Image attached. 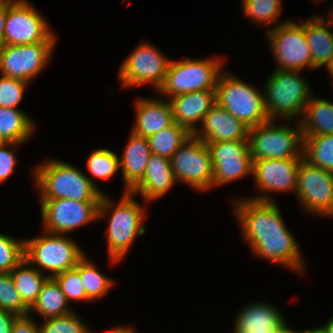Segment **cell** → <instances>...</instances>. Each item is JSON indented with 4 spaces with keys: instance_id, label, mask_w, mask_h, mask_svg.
<instances>
[{
    "instance_id": "6da1fadb",
    "label": "cell",
    "mask_w": 333,
    "mask_h": 333,
    "mask_svg": "<svg viewBox=\"0 0 333 333\" xmlns=\"http://www.w3.org/2000/svg\"><path fill=\"white\" fill-rule=\"evenodd\" d=\"M232 204V212L240 223L241 236L248 243L251 255L304 273L305 259L276 202L240 198Z\"/></svg>"
},
{
    "instance_id": "7a4b0ae2",
    "label": "cell",
    "mask_w": 333,
    "mask_h": 333,
    "mask_svg": "<svg viewBox=\"0 0 333 333\" xmlns=\"http://www.w3.org/2000/svg\"><path fill=\"white\" fill-rule=\"evenodd\" d=\"M134 197L136 195L129 191L115 203L107 194L103 193L101 196L98 219L107 217L110 212L105 239L108 262L111 264H118L124 259L137 236L140 237L147 231L144 220L148 218V214H145L144 204H139Z\"/></svg>"
},
{
    "instance_id": "3957f363",
    "label": "cell",
    "mask_w": 333,
    "mask_h": 333,
    "mask_svg": "<svg viewBox=\"0 0 333 333\" xmlns=\"http://www.w3.org/2000/svg\"><path fill=\"white\" fill-rule=\"evenodd\" d=\"M39 199L67 198L100 201L103 191L93 178L66 161L56 158L39 163L31 171Z\"/></svg>"
},
{
    "instance_id": "277c9868",
    "label": "cell",
    "mask_w": 333,
    "mask_h": 333,
    "mask_svg": "<svg viewBox=\"0 0 333 333\" xmlns=\"http://www.w3.org/2000/svg\"><path fill=\"white\" fill-rule=\"evenodd\" d=\"M300 72L274 68V71L267 77L264 83V99L270 120H276V118L280 120L281 118V120L284 119L283 121L291 123L301 121L305 106L312 97L313 91Z\"/></svg>"
},
{
    "instance_id": "5b68a950",
    "label": "cell",
    "mask_w": 333,
    "mask_h": 333,
    "mask_svg": "<svg viewBox=\"0 0 333 333\" xmlns=\"http://www.w3.org/2000/svg\"><path fill=\"white\" fill-rule=\"evenodd\" d=\"M215 91L216 103L248 128L270 120L265 108L264 90L246 83L237 75L223 69Z\"/></svg>"
},
{
    "instance_id": "8992f818",
    "label": "cell",
    "mask_w": 333,
    "mask_h": 333,
    "mask_svg": "<svg viewBox=\"0 0 333 333\" xmlns=\"http://www.w3.org/2000/svg\"><path fill=\"white\" fill-rule=\"evenodd\" d=\"M81 249L71 237L44 230L40 236L24 239L25 259L43 274L47 271L51 278L75 268L86 255Z\"/></svg>"
},
{
    "instance_id": "52a82bcc",
    "label": "cell",
    "mask_w": 333,
    "mask_h": 333,
    "mask_svg": "<svg viewBox=\"0 0 333 333\" xmlns=\"http://www.w3.org/2000/svg\"><path fill=\"white\" fill-rule=\"evenodd\" d=\"M285 122V123H284ZM277 124L268 120L249 128L248 142L252 161L261 159H302L303 133L300 122ZM277 124V125H276Z\"/></svg>"
},
{
    "instance_id": "ba28073f",
    "label": "cell",
    "mask_w": 333,
    "mask_h": 333,
    "mask_svg": "<svg viewBox=\"0 0 333 333\" xmlns=\"http://www.w3.org/2000/svg\"><path fill=\"white\" fill-rule=\"evenodd\" d=\"M225 64L224 58L191 59L174 61L171 59L159 95L168 100L180 94L201 90H215L220 73Z\"/></svg>"
},
{
    "instance_id": "9c48e42d",
    "label": "cell",
    "mask_w": 333,
    "mask_h": 333,
    "mask_svg": "<svg viewBox=\"0 0 333 333\" xmlns=\"http://www.w3.org/2000/svg\"><path fill=\"white\" fill-rule=\"evenodd\" d=\"M265 32L276 69L312 70V56L305 37V20H285Z\"/></svg>"
},
{
    "instance_id": "30bf717a",
    "label": "cell",
    "mask_w": 333,
    "mask_h": 333,
    "mask_svg": "<svg viewBox=\"0 0 333 333\" xmlns=\"http://www.w3.org/2000/svg\"><path fill=\"white\" fill-rule=\"evenodd\" d=\"M45 17L28 0H8L4 45L57 42Z\"/></svg>"
},
{
    "instance_id": "8fae6325",
    "label": "cell",
    "mask_w": 333,
    "mask_h": 333,
    "mask_svg": "<svg viewBox=\"0 0 333 333\" xmlns=\"http://www.w3.org/2000/svg\"><path fill=\"white\" fill-rule=\"evenodd\" d=\"M170 59L148 41L140 42L120 65L118 78L124 89L144 84L154 91L162 86Z\"/></svg>"
},
{
    "instance_id": "7c38bea8",
    "label": "cell",
    "mask_w": 333,
    "mask_h": 333,
    "mask_svg": "<svg viewBox=\"0 0 333 333\" xmlns=\"http://www.w3.org/2000/svg\"><path fill=\"white\" fill-rule=\"evenodd\" d=\"M177 182L204 192L213 189V167L207 144L193 134L170 158Z\"/></svg>"
},
{
    "instance_id": "4fadbf2b",
    "label": "cell",
    "mask_w": 333,
    "mask_h": 333,
    "mask_svg": "<svg viewBox=\"0 0 333 333\" xmlns=\"http://www.w3.org/2000/svg\"><path fill=\"white\" fill-rule=\"evenodd\" d=\"M42 229L52 234H69L91 222L99 221L100 201L40 199Z\"/></svg>"
},
{
    "instance_id": "5bb4252c",
    "label": "cell",
    "mask_w": 333,
    "mask_h": 333,
    "mask_svg": "<svg viewBox=\"0 0 333 333\" xmlns=\"http://www.w3.org/2000/svg\"><path fill=\"white\" fill-rule=\"evenodd\" d=\"M296 199L303 211L318 217H333V173L311 165L303 157L297 176Z\"/></svg>"
},
{
    "instance_id": "9a60e30c",
    "label": "cell",
    "mask_w": 333,
    "mask_h": 333,
    "mask_svg": "<svg viewBox=\"0 0 333 333\" xmlns=\"http://www.w3.org/2000/svg\"><path fill=\"white\" fill-rule=\"evenodd\" d=\"M56 42L0 47V75L20 79L31 84L47 66Z\"/></svg>"
},
{
    "instance_id": "2e32d148",
    "label": "cell",
    "mask_w": 333,
    "mask_h": 333,
    "mask_svg": "<svg viewBox=\"0 0 333 333\" xmlns=\"http://www.w3.org/2000/svg\"><path fill=\"white\" fill-rule=\"evenodd\" d=\"M211 153L213 188L252 176L253 161L248 140L205 142Z\"/></svg>"
},
{
    "instance_id": "e0dca14e",
    "label": "cell",
    "mask_w": 333,
    "mask_h": 333,
    "mask_svg": "<svg viewBox=\"0 0 333 333\" xmlns=\"http://www.w3.org/2000/svg\"><path fill=\"white\" fill-rule=\"evenodd\" d=\"M300 161L301 159H261L253 161V181H255V187L258 191L260 190V194L248 197V199L275 202V199L271 198L270 195L272 192L284 193L291 191L296 193Z\"/></svg>"
},
{
    "instance_id": "ac0fdd59",
    "label": "cell",
    "mask_w": 333,
    "mask_h": 333,
    "mask_svg": "<svg viewBox=\"0 0 333 333\" xmlns=\"http://www.w3.org/2000/svg\"><path fill=\"white\" fill-rule=\"evenodd\" d=\"M193 135L204 142L248 140L249 128L215 103Z\"/></svg>"
},
{
    "instance_id": "d6986e66",
    "label": "cell",
    "mask_w": 333,
    "mask_h": 333,
    "mask_svg": "<svg viewBox=\"0 0 333 333\" xmlns=\"http://www.w3.org/2000/svg\"><path fill=\"white\" fill-rule=\"evenodd\" d=\"M169 102L174 123L187 128L193 134L198 126L200 127L198 124H201L205 115L216 103V91L201 90L184 93L172 97Z\"/></svg>"
},
{
    "instance_id": "ffe728a7",
    "label": "cell",
    "mask_w": 333,
    "mask_h": 333,
    "mask_svg": "<svg viewBox=\"0 0 333 333\" xmlns=\"http://www.w3.org/2000/svg\"><path fill=\"white\" fill-rule=\"evenodd\" d=\"M176 183L170 159L152 153L143 178L130 192L141 195L146 204L166 195Z\"/></svg>"
},
{
    "instance_id": "44dd1931",
    "label": "cell",
    "mask_w": 333,
    "mask_h": 333,
    "mask_svg": "<svg viewBox=\"0 0 333 333\" xmlns=\"http://www.w3.org/2000/svg\"><path fill=\"white\" fill-rule=\"evenodd\" d=\"M134 105L136 118L131 132L135 135L147 138L174 123L169 101L139 97Z\"/></svg>"
},
{
    "instance_id": "7402d4cb",
    "label": "cell",
    "mask_w": 333,
    "mask_h": 333,
    "mask_svg": "<svg viewBox=\"0 0 333 333\" xmlns=\"http://www.w3.org/2000/svg\"><path fill=\"white\" fill-rule=\"evenodd\" d=\"M239 311L233 333H273L285 321V316L275 305L260 300L249 302Z\"/></svg>"
},
{
    "instance_id": "603a6c76",
    "label": "cell",
    "mask_w": 333,
    "mask_h": 333,
    "mask_svg": "<svg viewBox=\"0 0 333 333\" xmlns=\"http://www.w3.org/2000/svg\"><path fill=\"white\" fill-rule=\"evenodd\" d=\"M125 146L119 157L125 184L124 193L129 192L143 178L152 154L147 138L135 135L131 131Z\"/></svg>"
},
{
    "instance_id": "cb8c5ba5",
    "label": "cell",
    "mask_w": 333,
    "mask_h": 333,
    "mask_svg": "<svg viewBox=\"0 0 333 333\" xmlns=\"http://www.w3.org/2000/svg\"><path fill=\"white\" fill-rule=\"evenodd\" d=\"M329 24V25H328ZM321 15L305 19V37L312 56V70L327 66L333 59V30Z\"/></svg>"
},
{
    "instance_id": "d4e9b609",
    "label": "cell",
    "mask_w": 333,
    "mask_h": 333,
    "mask_svg": "<svg viewBox=\"0 0 333 333\" xmlns=\"http://www.w3.org/2000/svg\"><path fill=\"white\" fill-rule=\"evenodd\" d=\"M300 124L303 137L333 135V102L312 95L305 106Z\"/></svg>"
},
{
    "instance_id": "484cf974",
    "label": "cell",
    "mask_w": 333,
    "mask_h": 333,
    "mask_svg": "<svg viewBox=\"0 0 333 333\" xmlns=\"http://www.w3.org/2000/svg\"><path fill=\"white\" fill-rule=\"evenodd\" d=\"M35 123L22 109L0 107V139L24 144L32 136Z\"/></svg>"
},
{
    "instance_id": "4316f807",
    "label": "cell",
    "mask_w": 333,
    "mask_h": 333,
    "mask_svg": "<svg viewBox=\"0 0 333 333\" xmlns=\"http://www.w3.org/2000/svg\"><path fill=\"white\" fill-rule=\"evenodd\" d=\"M68 304L56 280L49 277L43 284L36 302L30 308L29 315L39 314L44 320L63 316L74 310Z\"/></svg>"
},
{
    "instance_id": "83f0119b",
    "label": "cell",
    "mask_w": 333,
    "mask_h": 333,
    "mask_svg": "<svg viewBox=\"0 0 333 333\" xmlns=\"http://www.w3.org/2000/svg\"><path fill=\"white\" fill-rule=\"evenodd\" d=\"M10 274L13 278L15 289L21 295L23 302L31 308L36 302L43 284L49 278L47 273L43 274L26 259H23Z\"/></svg>"
},
{
    "instance_id": "f1b7e54d",
    "label": "cell",
    "mask_w": 333,
    "mask_h": 333,
    "mask_svg": "<svg viewBox=\"0 0 333 333\" xmlns=\"http://www.w3.org/2000/svg\"><path fill=\"white\" fill-rule=\"evenodd\" d=\"M94 264L85 255L75 267L80 274L86 296L93 302L106 296L115 285V281L102 274Z\"/></svg>"
},
{
    "instance_id": "f546056e",
    "label": "cell",
    "mask_w": 333,
    "mask_h": 333,
    "mask_svg": "<svg viewBox=\"0 0 333 333\" xmlns=\"http://www.w3.org/2000/svg\"><path fill=\"white\" fill-rule=\"evenodd\" d=\"M192 135L185 127L173 123L171 126L147 137L153 154L170 159L177 149Z\"/></svg>"
},
{
    "instance_id": "4dcf8cb0",
    "label": "cell",
    "mask_w": 333,
    "mask_h": 333,
    "mask_svg": "<svg viewBox=\"0 0 333 333\" xmlns=\"http://www.w3.org/2000/svg\"><path fill=\"white\" fill-rule=\"evenodd\" d=\"M303 158L311 165L333 173V135L303 137Z\"/></svg>"
},
{
    "instance_id": "1f68e13d",
    "label": "cell",
    "mask_w": 333,
    "mask_h": 333,
    "mask_svg": "<svg viewBox=\"0 0 333 333\" xmlns=\"http://www.w3.org/2000/svg\"><path fill=\"white\" fill-rule=\"evenodd\" d=\"M281 0H242V11L249 17L254 24H260L263 27L268 25L271 28H276L280 22V14L282 13ZM270 24L275 26L270 28Z\"/></svg>"
},
{
    "instance_id": "d6a6232c",
    "label": "cell",
    "mask_w": 333,
    "mask_h": 333,
    "mask_svg": "<svg viewBox=\"0 0 333 333\" xmlns=\"http://www.w3.org/2000/svg\"><path fill=\"white\" fill-rule=\"evenodd\" d=\"M88 173L97 179L106 180L120 170V159L117 153L107 148L91 152L87 160Z\"/></svg>"
},
{
    "instance_id": "836d02e7",
    "label": "cell",
    "mask_w": 333,
    "mask_h": 333,
    "mask_svg": "<svg viewBox=\"0 0 333 333\" xmlns=\"http://www.w3.org/2000/svg\"><path fill=\"white\" fill-rule=\"evenodd\" d=\"M0 309L18 316L28 315L30 310L15 289L13 278L8 272H0Z\"/></svg>"
},
{
    "instance_id": "e575fe53",
    "label": "cell",
    "mask_w": 333,
    "mask_h": 333,
    "mask_svg": "<svg viewBox=\"0 0 333 333\" xmlns=\"http://www.w3.org/2000/svg\"><path fill=\"white\" fill-rule=\"evenodd\" d=\"M89 328L74 310L63 316L46 319L39 325L40 333H93Z\"/></svg>"
},
{
    "instance_id": "d590c367",
    "label": "cell",
    "mask_w": 333,
    "mask_h": 333,
    "mask_svg": "<svg viewBox=\"0 0 333 333\" xmlns=\"http://www.w3.org/2000/svg\"><path fill=\"white\" fill-rule=\"evenodd\" d=\"M23 259L24 239L0 233V272L10 273Z\"/></svg>"
},
{
    "instance_id": "8d00e7d4",
    "label": "cell",
    "mask_w": 333,
    "mask_h": 333,
    "mask_svg": "<svg viewBox=\"0 0 333 333\" xmlns=\"http://www.w3.org/2000/svg\"><path fill=\"white\" fill-rule=\"evenodd\" d=\"M53 278L60 286L69 304L73 301L92 302L86 296L80 274L75 268L57 274Z\"/></svg>"
},
{
    "instance_id": "74e56055",
    "label": "cell",
    "mask_w": 333,
    "mask_h": 333,
    "mask_svg": "<svg viewBox=\"0 0 333 333\" xmlns=\"http://www.w3.org/2000/svg\"><path fill=\"white\" fill-rule=\"evenodd\" d=\"M29 85V82L1 75L0 107L19 109L18 106Z\"/></svg>"
},
{
    "instance_id": "f35d334b",
    "label": "cell",
    "mask_w": 333,
    "mask_h": 333,
    "mask_svg": "<svg viewBox=\"0 0 333 333\" xmlns=\"http://www.w3.org/2000/svg\"><path fill=\"white\" fill-rule=\"evenodd\" d=\"M22 144L12 142H2L0 144V184L7 181V179L14 173L17 157L14 152L18 146Z\"/></svg>"
},
{
    "instance_id": "ab89813d",
    "label": "cell",
    "mask_w": 333,
    "mask_h": 333,
    "mask_svg": "<svg viewBox=\"0 0 333 333\" xmlns=\"http://www.w3.org/2000/svg\"><path fill=\"white\" fill-rule=\"evenodd\" d=\"M32 315L18 316L12 327L11 333H40L39 325L33 320Z\"/></svg>"
},
{
    "instance_id": "60d3db41",
    "label": "cell",
    "mask_w": 333,
    "mask_h": 333,
    "mask_svg": "<svg viewBox=\"0 0 333 333\" xmlns=\"http://www.w3.org/2000/svg\"><path fill=\"white\" fill-rule=\"evenodd\" d=\"M18 315L0 309V333H11L15 319Z\"/></svg>"
},
{
    "instance_id": "b9f144b4",
    "label": "cell",
    "mask_w": 333,
    "mask_h": 333,
    "mask_svg": "<svg viewBox=\"0 0 333 333\" xmlns=\"http://www.w3.org/2000/svg\"><path fill=\"white\" fill-rule=\"evenodd\" d=\"M8 11V0L0 2V47L4 45V28Z\"/></svg>"
},
{
    "instance_id": "7bdbcfd3",
    "label": "cell",
    "mask_w": 333,
    "mask_h": 333,
    "mask_svg": "<svg viewBox=\"0 0 333 333\" xmlns=\"http://www.w3.org/2000/svg\"><path fill=\"white\" fill-rule=\"evenodd\" d=\"M134 327H131V325H118L113 326L112 329H110L107 333H137V330Z\"/></svg>"
},
{
    "instance_id": "ee69618b",
    "label": "cell",
    "mask_w": 333,
    "mask_h": 333,
    "mask_svg": "<svg viewBox=\"0 0 333 333\" xmlns=\"http://www.w3.org/2000/svg\"><path fill=\"white\" fill-rule=\"evenodd\" d=\"M273 333H304L303 331L293 330L287 325V321L285 320L279 327H277Z\"/></svg>"
},
{
    "instance_id": "f6af8a7d",
    "label": "cell",
    "mask_w": 333,
    "mask_h": 333,
    "mask_svg": "<svg viewBox=\"0 0 333 333\" xmlns=\"http://www.w3.org/2000/svg\"><path fill=\"white\" fill-rule=\"evenodd\" d=\"M321 327L326 333H333V316Z\"/></svg>"
},
{
    "instance_id": "bcb514c9",
    "label": "cell",
    "mask_w": 333,
    "mask_h": 333,
    "mask_svg": "<svg viewBox=\"0 0 333 333\" xmlns=\"http://www.w3.org/2000/svg\"><path fill=\"white\" fill-rule=\"evenodd\" d=\"M326 70L329 72V75L332 78V86H333V59L329 62V64L326 66Z\"/></svg>"
},
{
    "instance_id": "7dc6e473",
    "label": "cell",
    "mask_w": 333,
    "mask_h": 333,
    "mask_svg": "<svg viewBox=\"0 0 333 333\" xmlns=\"http://www.w3.org/2000/svg\"><path fill=\"white\" fill-rule=\"evenodd\" d=\"M327 15H328L327 16L328 17V21L330 22V25L332 26L331 28L333 29V8H332V11H330Z\"/></svg>"
},
{
    "instance_id": "c3c4849f",
    "label": "cell",
    "mask_w": 333,
    "mask_h": 333,
    "mask_svg": "<svg viewBox=\"0 0 333 333\" xmlns=\"http://www.w3.org/2000/svg\"><path fill=\"white\" fill-rule=\"evenodd\" d=\"M314 333H326L324 329L320 326L317 328H314Z\"/></svg>"
},
{
    "instance_id": "681fc988",
    "label": "cell",
    "mask_w": 333,
    "mask_h": 333,
    "mask_svg": "<svg viewBox=\"0 0 333 333\" xmlns=\"http://www.w3.org/2000/svg\"><path fill=\"white\" fill-rule=\"evenodd\" d=\"M304 333H314V328H312V329H305Z\"/></svg>"
},
{
    "instance_id": "f907efd6",
    "label": "cell",
    "mask_w": 333,
    "mask_h": 333,
    "mask_svg": "<svg viewBox=\"0 0 333 333\" xmlns=\"http://www.w3.org/2000/svg\"><path fill=\"white\" fill-rule=\"evenodd\" d=\"M315 1H316V2H317V1H318V2H321V1H325V0H314V2H315Z\"/></svg>"
}]
</instances>
